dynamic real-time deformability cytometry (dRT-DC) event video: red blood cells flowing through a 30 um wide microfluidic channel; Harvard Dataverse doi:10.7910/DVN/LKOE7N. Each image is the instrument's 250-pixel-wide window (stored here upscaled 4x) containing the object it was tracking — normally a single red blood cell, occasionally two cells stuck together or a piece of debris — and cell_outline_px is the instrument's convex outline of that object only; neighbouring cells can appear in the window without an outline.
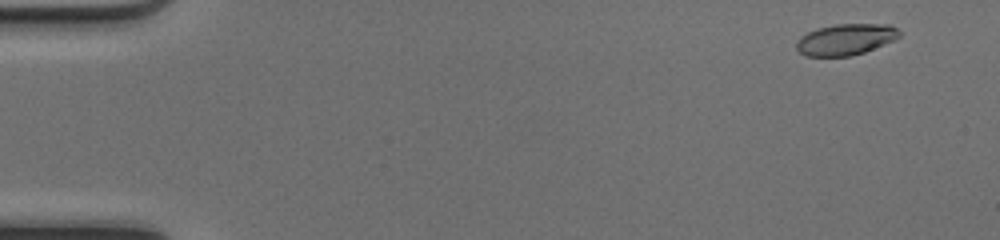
{"species": "common noctule bat (a hibernating species)", "species_latin": "Nyctalus noctula", "temperature_condition": "cold", "stored_images_in_passage": 50, "camera_frame_rate_fps": 3000, "um_per_image_px": 0.085, "animal": {"sex": "female", "body_mass_g": 17.0, "forearm_length_mm": 48.0}, "frame": {"image": 1, "passage_image": 3, "time_ms": 0.667, "image_size_px": [1000, 240], "cell_outline_px": [[900, 36], [896, 40], [864, 52], [852, 56], [804, 56], [796, 48], [796, 44], [800, 36], [816, 28], [836, 24], [888, 24], [896, 28], [900, 32]], "centroid_in_image_um": [71.88, 3.35], "position_along_channel_um": 13.1, "area_um2": 18.84}}
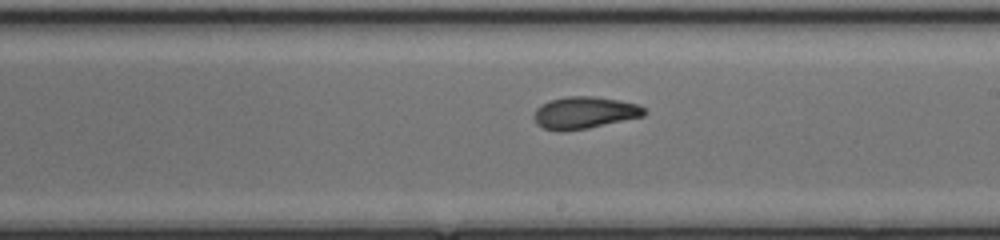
{"frame": {"image": 2, "passage_image": 29, "time_ms": 9.333, "image_size_px": [1000, 240], "cell_outline_px": [[648, 112], [644, 116], [588, 128], [560, 132], [544, 128], [536, 124], [536, 108], [548, 100], [568, 96], [592, 96], [640, 104]], "centroid_in_image_um": [49.7, 9.58], "position_along_channel_um": 239.3, "area_um2": 20.52}}
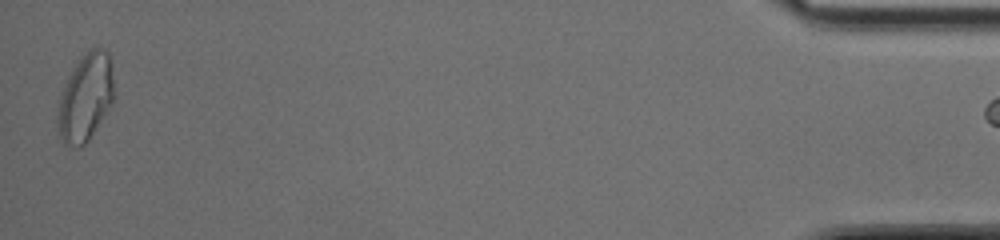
{"frame": {"image": 3, "passage_image": 49, "time_ms": 16.0, "image_size_px": [1000, 240], "cell_outline_px": [[112, 104], [88, 140], [80, 148], [68, 148], [56, 136], [56, 112], [64, 84], [68, 76], [84, 52], [92, 48], [104, 48], [108, 52], [112, 64]], "centroid_in_image_um": [7.21, 8.35], "position_along_channel_um": 428.0, "area_um2": 29.07}}